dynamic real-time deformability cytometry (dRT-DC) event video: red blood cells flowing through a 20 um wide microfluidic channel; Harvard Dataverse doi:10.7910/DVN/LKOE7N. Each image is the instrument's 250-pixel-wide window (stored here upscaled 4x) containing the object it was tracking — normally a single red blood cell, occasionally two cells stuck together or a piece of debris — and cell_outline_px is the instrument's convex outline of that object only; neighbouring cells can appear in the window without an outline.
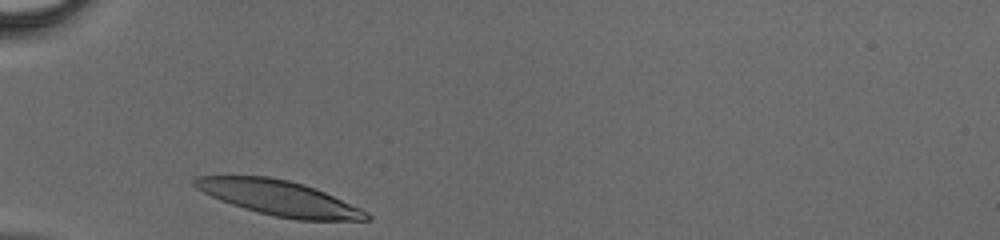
{"species": "human", "species_latin": "Homo sapiens", "temperature_condition": "cold", "stored_images_in_passage": 24, "camera_frame_rate_fps": 3000, "um_per_image_px": 0.085, "donor": {"sex": "male"}, "frame": {"image": 1, "passage_image": 1, "time_ms": 0.0, "image_size_px": [1000, 240], "cell_outline_px": [[372, 220], [296, 220], [276, 216], [244, 208], [220, 200], [196, 188], [192, 184], [192, 180], [196, 176], [268, 176], [288, 180], [304, 184], [324, 192], [360, 208], [368, 212], [372, 216]], "centroid_in_image_um": [23.73, 16.83], "position_along_channel_um": 61.3, "area_um2": 34.74}}
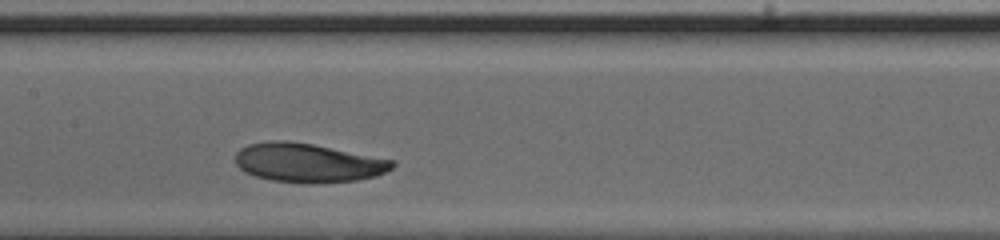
{"frame": {"image": 2, "passage_image": 10, "time_ms": 3.0, "image_size_px": [1000, 240], "cell_outline_px": [[396, 164], [392, 168], [376, 176], [356, 180], [320, 184], [300, 184], [272, 180], [256, 176], [244, 172], [236, 164], [236, 152], [240, 148], [248, 144], [268, 140], [284, 140], [312, 144], [396, 160]], "centroid_in_image_um": [26.18, 13.84], "position_along_channel_um": 181.2, "area_um2": 36.07}}
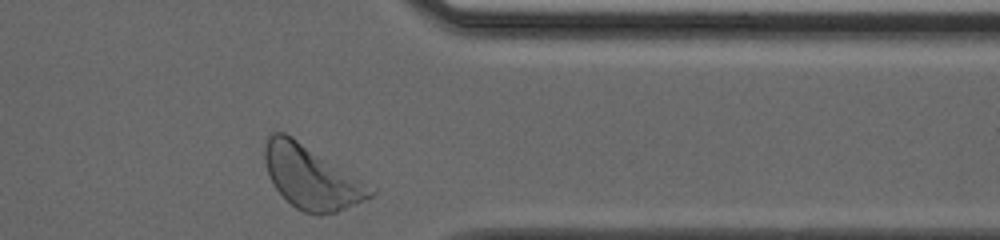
{"frame": {"image": 3, "passage_image": 24, "time_ms": 7.667, "image_size_px": [1000, 240], "cell_outline_px": [[376, 192], [372, 196], [356, 204], [336, 212], [320, 216], [316, 216], [304, 212], [296, 208], [272, 184], [264, 160], [264, 144], [268, 136], [272, 132], [284, 132], [292, 136], [376, 188]], "centroid_in_image_um": [26.47, 15.07], "position_along_channel_um": 384.9, "area_um2": 38.96}}